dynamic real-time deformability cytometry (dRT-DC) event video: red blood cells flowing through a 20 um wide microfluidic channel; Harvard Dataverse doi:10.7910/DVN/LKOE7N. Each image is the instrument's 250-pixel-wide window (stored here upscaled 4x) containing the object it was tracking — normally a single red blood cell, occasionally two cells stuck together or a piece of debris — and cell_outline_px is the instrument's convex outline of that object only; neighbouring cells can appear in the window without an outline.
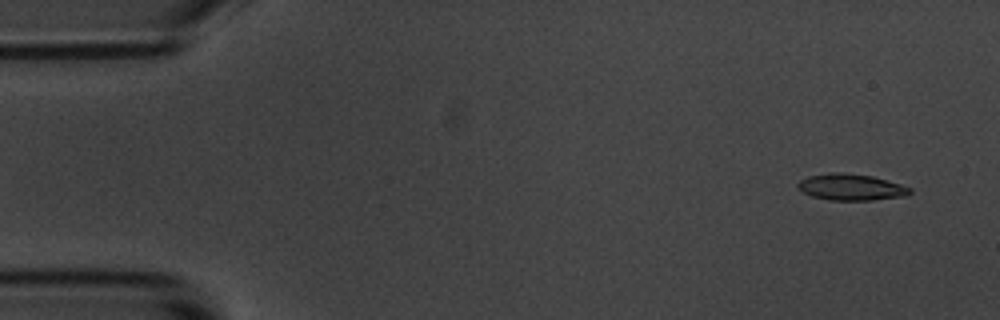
{"species": "common noctule bat (a hibernating species)", "species_latin": "Nyctalus noctula", "temperature_condition": "room temperature", "stored_images_in_passage": 4, "camera_frame_rate_fps": 3000, "um_per_image_px": 0.085, "animal": {"sex": "male", "body_mass_g": 20.1, "forearm_length_mm": 53.5}, "frame": {"image": 1, "passage_image": 1, "time_ms": 0.0, "image_size_px": [1000, 320], "cell_outline_px": [[912, 192], [908, 196], [872, 200], [828, 200], [812, 196], [796, 188], [796, 184], [800, 180], [808, 176], [832, 172], [844, 172], [872, 176], [900, 184], [912, 188]], "centroid_in_image_um": [72.34, 15.91], "position_along_channel_um": 12.7, "area_um2": 17.4}}